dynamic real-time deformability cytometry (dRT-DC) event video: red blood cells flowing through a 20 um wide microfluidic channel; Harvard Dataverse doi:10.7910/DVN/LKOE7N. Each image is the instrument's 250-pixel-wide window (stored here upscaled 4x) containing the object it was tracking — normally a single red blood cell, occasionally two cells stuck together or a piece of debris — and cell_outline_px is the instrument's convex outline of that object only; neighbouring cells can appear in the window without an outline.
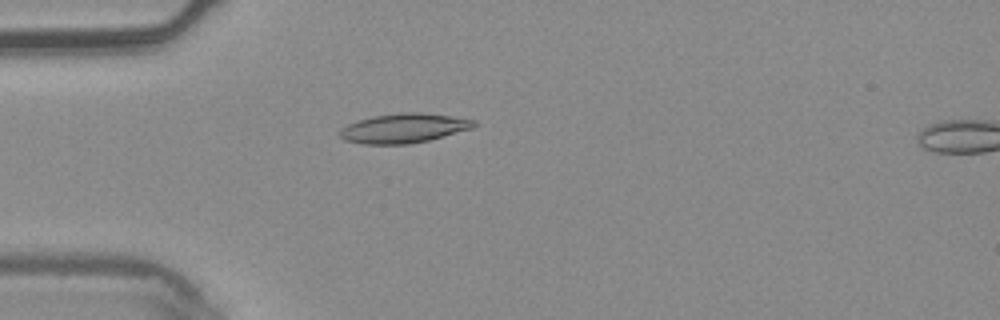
{"species": "common noctule bat (a hibernating species)", "species_latin": "Nyctalus noctula", "temperature_condition": "warm", "stored_images_in_passage": 5, "camera_frame_rate_fps": 3000, "um_per_image_px": 0.085, "animal": {"sex": "male", "body_mass_g": 20.4}, "frame": {"image": 1, "passage_image": 4, "time_ms": 1.0, "image_size_px": [1000, 320], "cell_outline_px": [[476, 124], [472, 128], [428, 140], [408, 144], [364, 144], [344, 140], [340, 136], [340, 128], [348, 124], [372, 116], [400, 112], [420, 112], [476, 120]], "centroid_in_image_um": [34.29, 10.89], "position_along_channel_um": 50.7, "area_um2": 22.77}}